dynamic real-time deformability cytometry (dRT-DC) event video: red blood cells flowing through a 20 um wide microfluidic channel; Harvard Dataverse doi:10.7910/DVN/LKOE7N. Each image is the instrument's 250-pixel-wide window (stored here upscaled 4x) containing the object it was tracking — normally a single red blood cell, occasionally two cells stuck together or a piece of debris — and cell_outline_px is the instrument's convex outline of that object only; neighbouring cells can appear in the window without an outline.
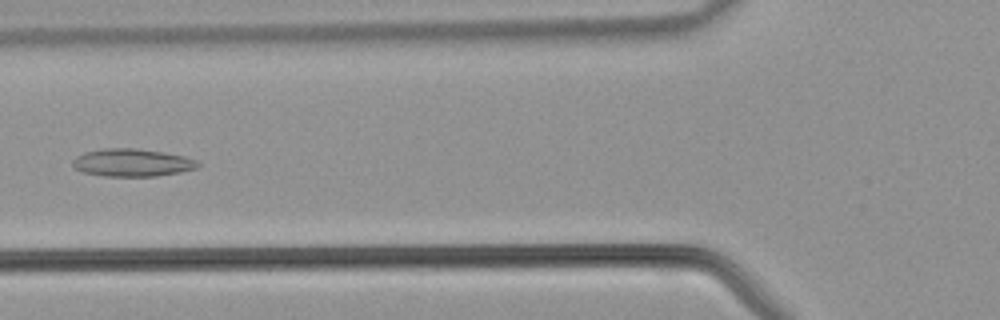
{"species": "common noctule bat (a hibernating species)", "species_latin": "Nyctalus noctula", "temperature_condition": "warm", "stored_images_in_passage": 34, "camera_frame_rate_fps": 3000, "um_per_image_px": 0.085, "animal": {"sex": "male", "body_mass_g": 21.5, "forearm_length_mm": 52.0}, "frame": {"image": 1, "passage_image": 15, "time_ms": 4.667, "image_size_px": [1000, 320], "cell_outline_px": [[200, 164], [196, 168], [180, 172], [156, 176], [104, 176], [80, 172], [72, 164], [72, 160], [76, 156], [84, 152], [104, 148], [136, 148], [184, 156], [196, 160]], "centroid_in_image_um": [11.19, 13.82], "position_along_channel_um": 114.6, "area_um2": 20.17}}
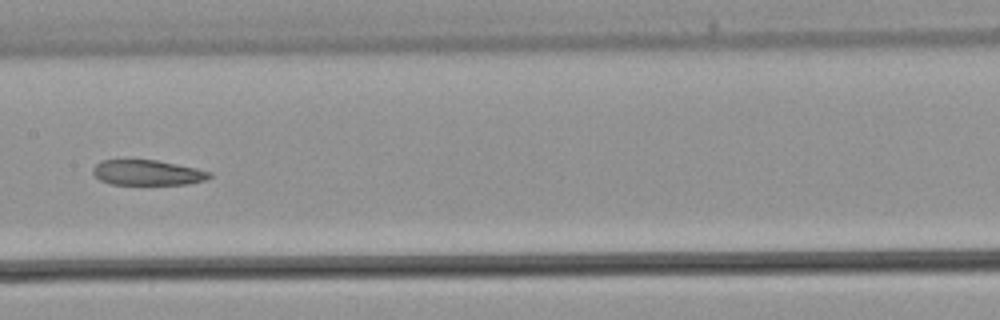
{"frame": {"image": 2, "passage_image": 20, "time_ms": 6.333, "image_size_px": [1000, 320], "cell_outline_px": [[212, 176], [204, 180], [188, 184], [112, 184], [100, 180], [92, 172], [92, 168], [100, 160], [156, 160], [196, 168], [212, 172]], "centroid_in_image_um": [12.53, 14.67], "position_along_channel_um": 194.9, "area_um2": 17.05}}
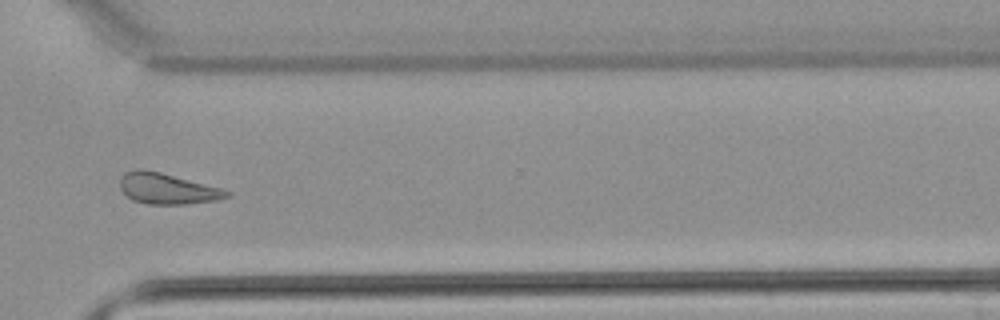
{"frame": {"image": 3, "passage_image": 30, "time_ms": 9.667, "image_size_px": [1000, 320], "cell_outline_px": [[232, 196], [216, 200], [188, 204], [148, 204], [132, 200], [120, 188], [120, 176], [124, 172], [136, 168], [140, 168], [160, 172], [220, 188], [232, 192]], "centroid_in_image_um": [14.2, 16.03], "position_along_channel_um": 356.4, "area_um2": 19.19}}